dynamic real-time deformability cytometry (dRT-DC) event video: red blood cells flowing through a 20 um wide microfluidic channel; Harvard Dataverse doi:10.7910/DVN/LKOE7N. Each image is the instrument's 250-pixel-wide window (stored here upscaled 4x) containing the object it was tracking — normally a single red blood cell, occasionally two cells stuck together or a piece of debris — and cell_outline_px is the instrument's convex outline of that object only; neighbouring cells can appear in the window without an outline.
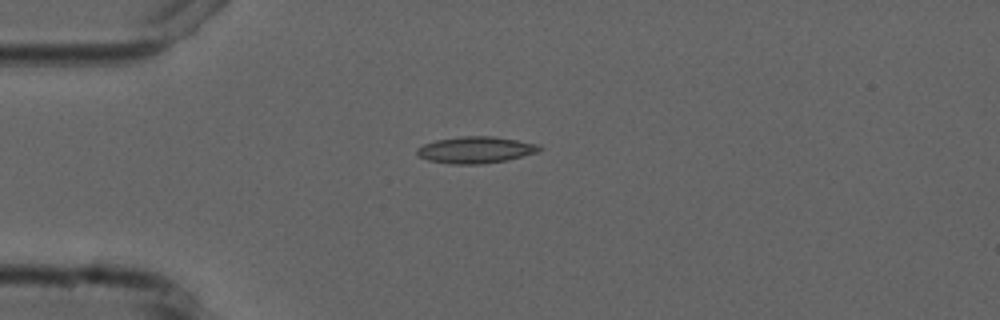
{"species": "common noctule bat (a hibernating species)", "species_latin": "Nyctalus noctula", "temperature_condition": "cold", "stored_images_in_passage": 3, "camera_frame_rate_fps": 3000, "um_per_image_px": 0.085, "animal": {"sex": "male", "forearm_length_mm": 52.5}, "frame": {"image": 1, "passage_image": 1, "time_ms": 0.0, "image_size_px": [1000, 320], "cell_outline_px": [[544, 148], [540, 152], [508, 160], [484, 164], [452, 164], [428, 160], [416, 156], [416, 148], [424, 144], [436, 140], [460, 136], [492, 136], [540, 144]], "centroid_in_image_um": [40.46, 12.74], "position_along_channel_um": 44.5, "area_um2": 19.31}}
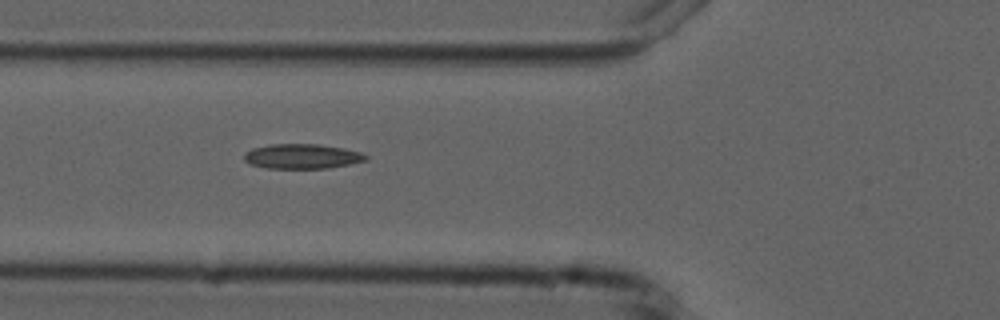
{"frame": {"image": 2, "passage_image": 3, "time_ms": 2.0, "image_size_px": [1000, 320], "cell_outline_px": [[368, 160], [328, 168], [268, 168], [248, 164], [244, 160], [244, 152], [252, 148], [272, 144], [316, 144], [344, 148], [360, 152], [368, 156]], "centroid_in_image_um": [25.65, 13.29], "position_along_channel_um": 100.2, "area_um2": 17.57}}